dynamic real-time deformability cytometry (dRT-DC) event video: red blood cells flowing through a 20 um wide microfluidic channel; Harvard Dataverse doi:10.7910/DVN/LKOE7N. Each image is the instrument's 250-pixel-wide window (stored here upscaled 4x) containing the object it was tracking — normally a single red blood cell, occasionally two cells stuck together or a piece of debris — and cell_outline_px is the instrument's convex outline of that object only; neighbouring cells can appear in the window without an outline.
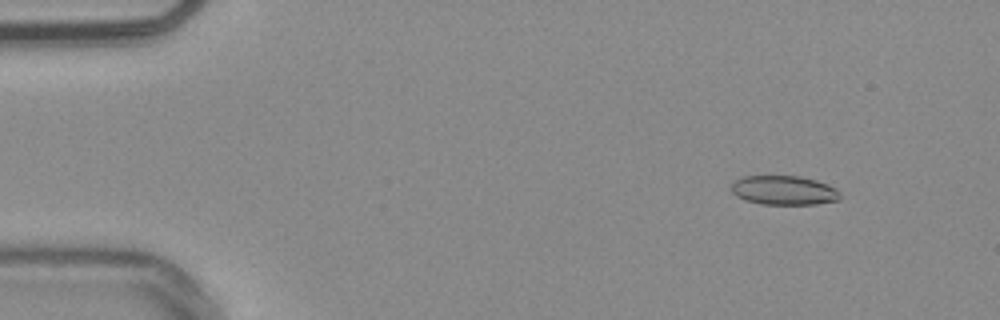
{"species": "common noctule bat (a hibernating species)", "species_latin": "Nyctalus noctula", "temperature_condition": "warm", "stored_images_in_passage": 53, "camera_frame_rate_fps": 3000, "um_per_image_px": 0.085, "animal": {"sex": "male", "body_mass_g": 20.4}, "frame": {"image": 1, "passage_image": 5, "time_ms": 1.333, "image_size_px": [1000, 320], "cell_outline_px": [[840, 200], [816, 204], [760, 204], [744, 200], [736, 196], [732, 192], [732, 184], [736, 180], [744, 176], [800, 176], [816, 180], [828, 184], [836, 188], [840, 192]], "centroid_in_image_um": [66.65, 16.18], "position_along_channel_um": 18.3, "area_um2": 18.61}}
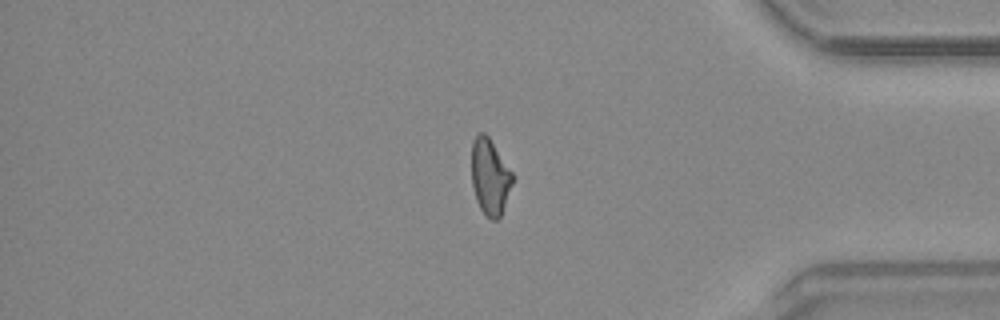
{"frame": {"image": 2, "passage_image": 44, "time_ms": 14.333, "image_size_px": [1000, 320], "cell_outline_px": [[516, 176], [500, 216], [496, 220], [492, 220], [480, 208], [476, 200], [472, 184], [472, 140], [480, 132], [484, 132], [488, 136]], "centroid_in_image_um": [41.67, 15.0], "position_along_channel_um": 393.5, "area_um2": 18.21}}
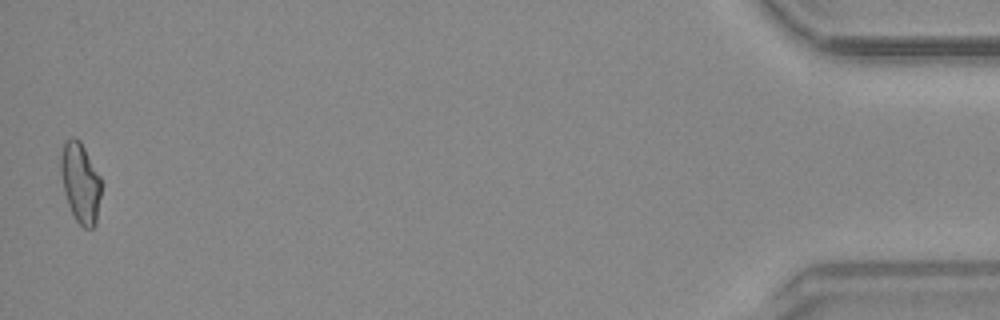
{"frame": {"image": 3, "passage_image": 52, "time_ms": 17.0, "image_size_px": [1000, 320], "cell_outline_px": [[100, 196], [96, 224], [92, 228], [84, 228], [76, 220], [68, 204], [64, 192], [60, 172], [60, 156], [64, 140], [72, 136], [80, 140], [100, 176]], "centroid_in_image_um": [6.81, 15.49], "position_along_channel_um": 428.4, "area_um2": 18.9}, "authors_computed_cell_mechanics": {"area_um2": 18.8428, "velocity_mm_per_s": 3.8357, "shape_relaxation_time_tau1_ms": null, "shape_relaxation_time_tau2_ms": 1.7335, "deformation_change_tau1": null, "deformation_change_tau2": 0.0912}}